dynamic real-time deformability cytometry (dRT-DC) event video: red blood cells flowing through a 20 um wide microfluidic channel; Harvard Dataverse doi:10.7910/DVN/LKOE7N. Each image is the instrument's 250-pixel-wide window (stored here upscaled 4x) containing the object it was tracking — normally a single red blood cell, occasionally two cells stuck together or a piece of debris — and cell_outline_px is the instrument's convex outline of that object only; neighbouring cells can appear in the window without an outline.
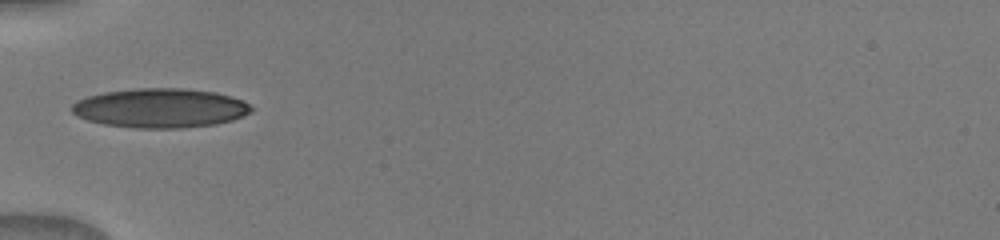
{"species": "human", "species_latin": "Homo sapiens", "temperature_condition": "warm", "stored_images_in_passage": 14, "camera_frame_rate_fps": 3000, "um_per_image_px": 0.085, "donor": {"sex": "male"}, "frame": {"image": 1, "passage_image": 1, "time_ms": 0.0, "image_size_px": [1000, 240], "cell_outline_px": [[252, 112], [232, 120], [216, 124], [180, 128], [136, 128], [104, 124], [88, 120], [76, 116], [72, 112], [72, 104], [76, 100], [88, 96], [104, 92], [136, 88], [184, 88], [216, 92], [232, 96], [248, 104], [252, 108]], "centroid_in_image_um": [13.61, 9.18], "position_along_channel_um": 71.4, "area_um2": 41.15}}
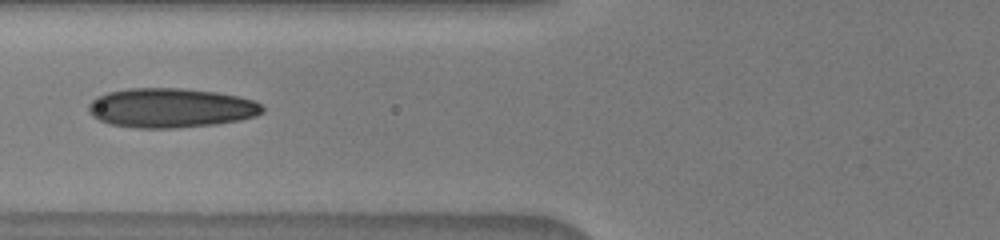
{"frame": {"image": 2, "passage_image": 4, "time_ms": 1.0, "image_size_px": [1000, 240], "cell_outline_px": [[264, 112], [256, 116], [240, 120], [216, 124], [176, 128], [136, 128], [108, 124], [92, 116], [88, 112], [88, 104], [96, 96], [108, 92], [128, 88], [180, 88], [216, 92], [240, 96], [256, 100], [264, 108]], "centroid_in_image_um": [14.52, 9.17], "position_along_channel_um": 111.3, "area_um2": 40.4}}